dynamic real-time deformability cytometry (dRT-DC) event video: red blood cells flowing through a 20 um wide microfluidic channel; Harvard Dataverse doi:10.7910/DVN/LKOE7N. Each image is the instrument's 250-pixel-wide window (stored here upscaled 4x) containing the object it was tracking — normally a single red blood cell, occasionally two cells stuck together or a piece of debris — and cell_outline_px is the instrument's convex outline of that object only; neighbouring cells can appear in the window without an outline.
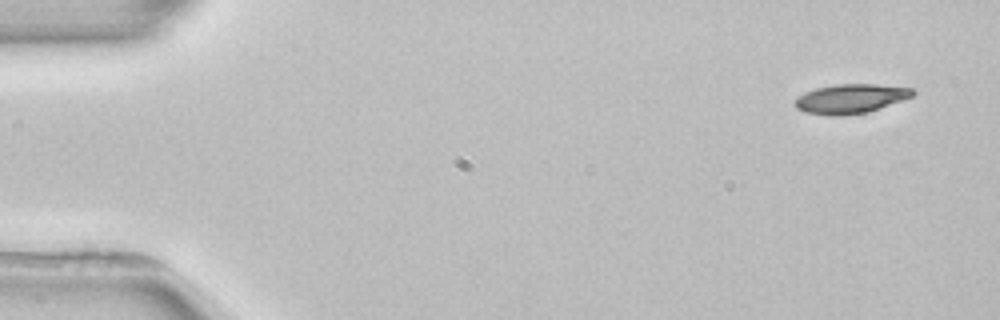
{"species": "common noctule bat (a hibernating species)", "species_latin": "Nyctalus noctula", "temperature_condition": "room temperature", "stored_images_in_passage": 4, "camera_frame_rate_fps": 3000, "um_per_image_px": 0.085, "animal": {"sex": "female", "body_mass_g": 22.7, "forearm_length_mm": 54.2}, "frame": {"image": 1, "passage_image": 1, "time_ms": 0.0, "image_size_px": [1000, 320], "cell_outline_px": [[916, 92], [912, 96], [904, 100], [868, 112], [844, 116], [828, 116], [804, 112], [796, 108], [792, 104], [804, 92], [816, 88], [836, 84], [876, 84], [912, 88]], "centroid_in_image_um": [72.29, 8.4], "position_along_channel_um": 12.7, "area_um2": 20.35}}
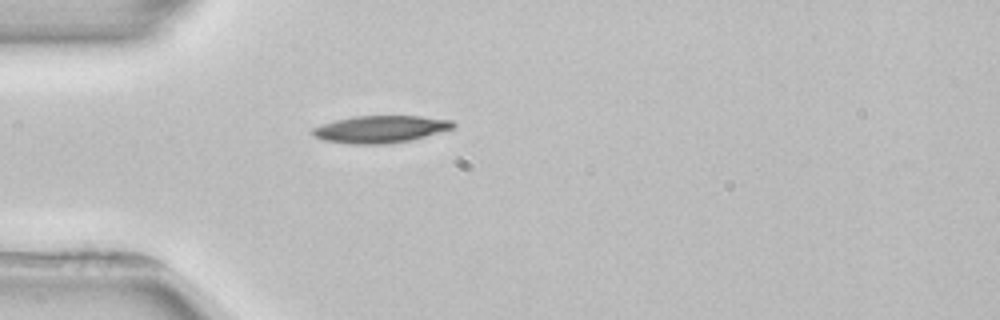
{"frame": {"image": 2, "passage_image": 4, "time_ms": 4.0, "image_size_px": [1000, 320], "cell_outline_px": [[456, 124], [452, 128], [412, 140], [384, 144], [356, 144], [324, 140], [312, 136], [312, 128], [336, 120], [356, 116], [420, 116], [452, 120]], "centroid_in_image_um": [32.34, 10.98], "position_along_channel_um": 52.7, "area_um2": 22.02}}